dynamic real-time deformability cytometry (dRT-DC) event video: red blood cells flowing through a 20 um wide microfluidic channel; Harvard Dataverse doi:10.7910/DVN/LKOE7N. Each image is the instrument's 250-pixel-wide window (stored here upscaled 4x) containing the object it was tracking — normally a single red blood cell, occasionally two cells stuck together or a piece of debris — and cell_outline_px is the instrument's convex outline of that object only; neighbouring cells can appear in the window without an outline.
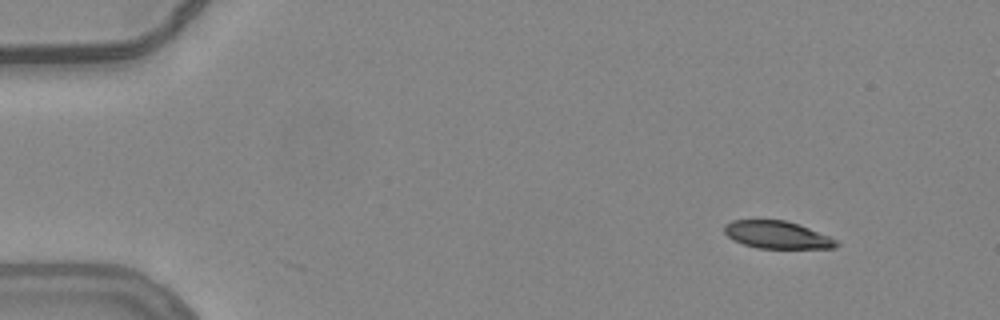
{"species": "common noctule bat (a hibernating species)", "species_latin": "Nyctalus noctula", "temperature_condition": "warm", "stored_images_in_passage": 2, "camera_frame_rate_fps": 3000, "um_per_image_px": 0.085, "animal": {"sex": "female", "body_mass_g": 24.6, "forearm_length_mm": 56.2}, "frame": {"image": 1, "passage_image": 2, "time_ms": 0.333, "image_size_px": [1000, 320], "cell_outline_px": [[840, 244], [836, 248], [756, 248], [732, 240], [724, 232], [724, 224], [732, 220], [784, 220], [808, 228], [828, 236], [836, 240]], "centroid_in_image_um": [66.02, 19.97], "position_along_channel_um": 19.0, "area_um2": 17.8}}